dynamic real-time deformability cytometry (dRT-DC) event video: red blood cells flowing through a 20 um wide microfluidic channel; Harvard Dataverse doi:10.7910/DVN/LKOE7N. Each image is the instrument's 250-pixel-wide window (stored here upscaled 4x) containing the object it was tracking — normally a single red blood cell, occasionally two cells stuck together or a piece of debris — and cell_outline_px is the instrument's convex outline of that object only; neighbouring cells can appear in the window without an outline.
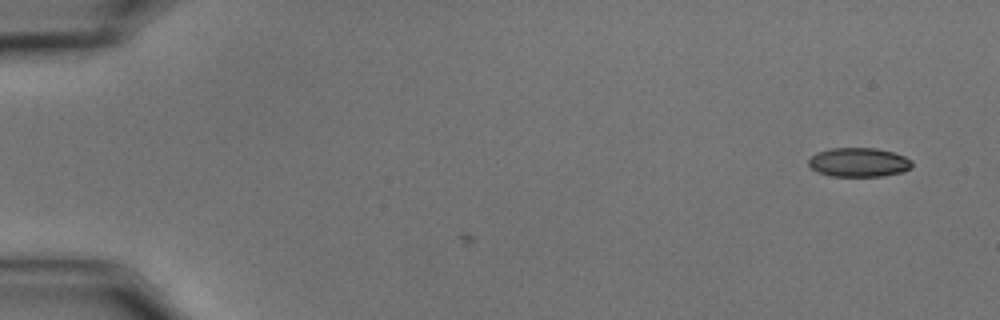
{"species": "common noctule bat (a hibernating species)", "species_latin": "Nyctalus noctula", "temperature_condition": "cold", "stored_images_in_passage": 3, "camera_frame_rate_fps": 3000, "um_per_image_px": 0.085, "animal": {"sex": "male", "body_mass_g": 15.6}, "frame": {"image": 1, "passage_image": 1, "time_ms": 0.0, "image_size_px": [1000, 320], "cell_outline_px": [[912, 168], [904, 172], [880, 176], [832, 176], [820, 172], [812, 168], [808, 164], [808, 160], [816, 152], [832, 148], [876, 148], [892, 152], [904, 156], [912, 160]], "centroid_in_image_um": [73.02, 13.79], "position_along_channel_um": 12.0, "area_um2": 17.51}}